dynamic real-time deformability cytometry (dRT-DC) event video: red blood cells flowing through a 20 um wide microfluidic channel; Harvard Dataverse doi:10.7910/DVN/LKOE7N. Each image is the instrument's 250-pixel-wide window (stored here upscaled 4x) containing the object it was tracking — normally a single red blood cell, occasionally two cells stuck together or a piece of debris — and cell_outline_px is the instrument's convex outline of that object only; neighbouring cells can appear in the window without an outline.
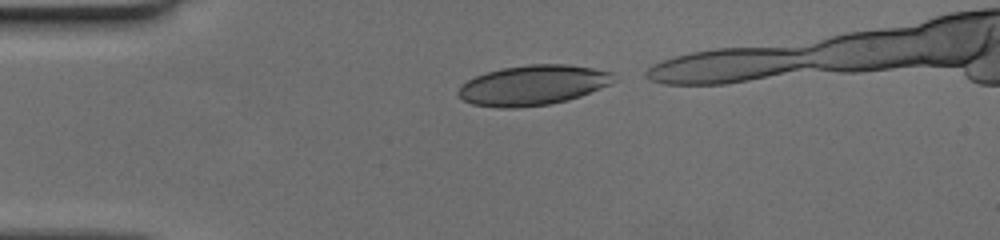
{"species": "human", "species_latin": "Homo sapiens", "temperature_condition": "cold", "stored_images_in_passage": 31, "camera_frame_rate_fps": 3000, "um_per_image_px": 0.085, "donor": {"sex": "female"}, "frame": {"image": 1, "passage_image": 1, "time_ms": 0.0, "image_size_px": [1000, 240], "cell_outline_px": [[616, 80], [600, 88], [580, 96], [568, 100], [548, 104], [516, 108], [500, 108], [472, 104], [464, 100], [456, 92], [460, 84], [476, 76], [488, 72], [504, 68], [528, 64], [568, 64], [592, 68], [612, 72]], "centroid_in_image_um": [45.28, 7.24], "position_along_channel_um": 39.7, "area_um2": 36.13}}
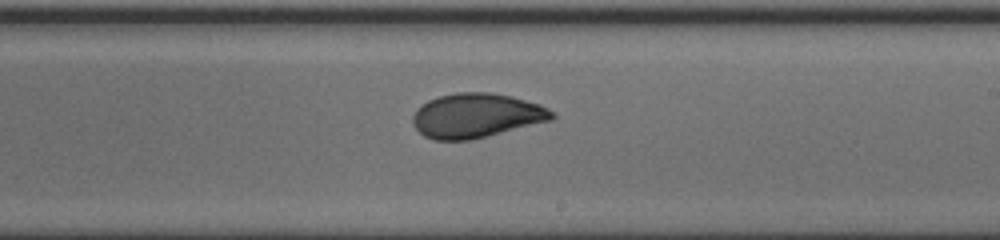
{"frame": {"image": 2, "passage_image": 19, "time_ms": 6.0, "image_size_px": [1000, 240], "cell_outline_px": [[556, 116], [552, 120], [472, 140], [432, 140], [424, 136], [412, 124], [412, 116], [416, 108], [428, 100], [440, 96], [456, 92], [492, 92], [512, 96], [540, 104], [548, 108]], "centroid_in_image_um": [40.48, 9.82], "position_along_channel_um": 248.5, "area_um2": 36.3}}
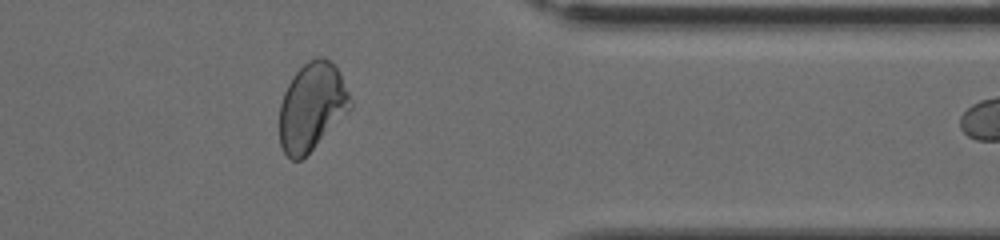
{"frame": {"image": 3, "passage_image": 30, "time_ms": 9.667, "image_size_px": [1000, 240], "cell_outline_px": [[352, 108], [300, 160], [292, 160], [284, 152], [280, 144], [280, 104], [284, 92], [292, 76], [308, 60], [316, 56], [324, 56], [332, 60], [352, 100]], "centroid_in_image_um": [26.5, 9.03], "position_along_channel_um": 384.9, "area_um2": 35.84}}